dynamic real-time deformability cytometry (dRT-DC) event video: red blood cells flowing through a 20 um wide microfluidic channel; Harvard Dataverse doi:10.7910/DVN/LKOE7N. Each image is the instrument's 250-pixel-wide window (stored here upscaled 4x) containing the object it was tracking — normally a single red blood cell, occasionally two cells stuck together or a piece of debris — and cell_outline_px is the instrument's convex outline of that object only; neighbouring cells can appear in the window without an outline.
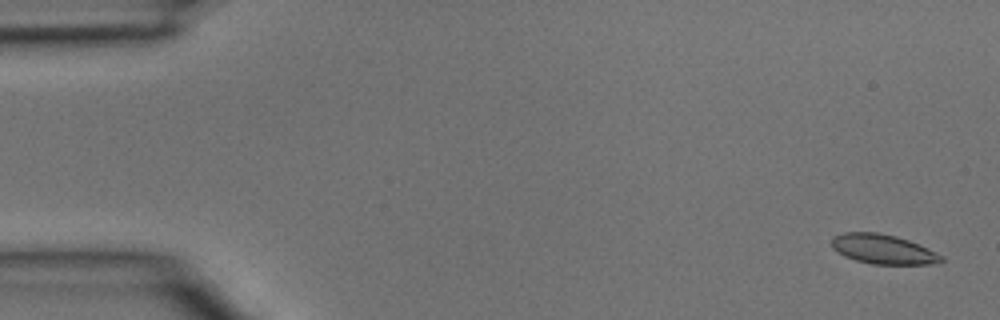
{"species": "common noctule bat (a hibernating species)", "species_latin": "Nyctalus noctula", "temperature_condition": "room temperature", "stored_images_in_passage": 3, "camera_frame_rate_fps": 3000, "um_per_image_px": 0.085, "animal": {"sex": "male", "body_mass_g": 15.6}, "frame": {"image": 1, "passage_image": 1, "time_ms": 0.0, "image_size_px": [1000, 320], "cell_outline_px": [[944, 260], [936, 264], [872, 264], [856, 260], [844, 256], [836, 252], [832, 248], [832, 236], [844, 232], [876, 232], [896, 236], [908, 240], [928, 248], [944, 256]], "centroid_in_image_um": [75.05, 21.18], "position_along_channel_um": 9.9, "area_um2": 19.02}}